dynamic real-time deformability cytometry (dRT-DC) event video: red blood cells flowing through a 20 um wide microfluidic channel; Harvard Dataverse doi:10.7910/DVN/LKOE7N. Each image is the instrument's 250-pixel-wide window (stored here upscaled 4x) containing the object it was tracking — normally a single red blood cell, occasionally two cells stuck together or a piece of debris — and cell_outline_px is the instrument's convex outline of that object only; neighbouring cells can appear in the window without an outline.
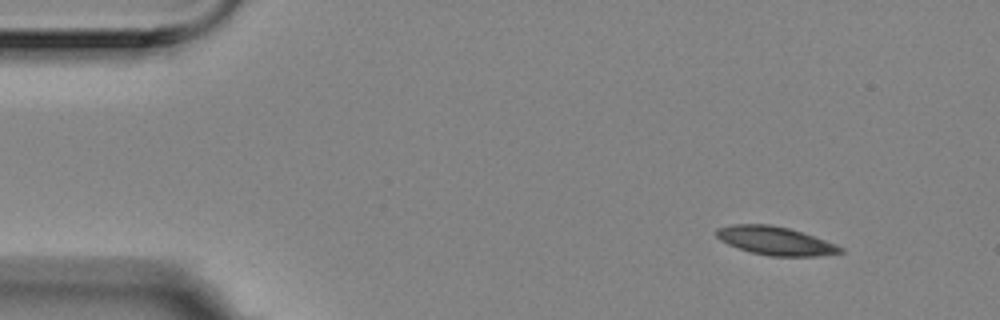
{"species": "Egyptian fruit bat (a non-hibernating species)", "species_latin": "Rousettus aegyptiacus", "temperature_condition": "room temperature", "stored_images_in_passage": 4, "camera_frame_rate_fps": 3000, "um_per_image_px": 0.085, "animal": {"sex": "female"}, "frame": {"image": 1, "passage_image": 1, "time_ms": 0.0, "image_size_px": [1000, 320], "cell_outline_px": [[844, 252], [816, 256], [772, 256], [752, 252], [728, 244], [720, 240], [716, 236], [716, 228], [732, 224], [768, 224], [788, 228], [836, 244], [844, 248]], "centroid_in_image_um": [65.89, 20.46], "position_along_channel_um": 19.1, "area_um2": 20.23}}
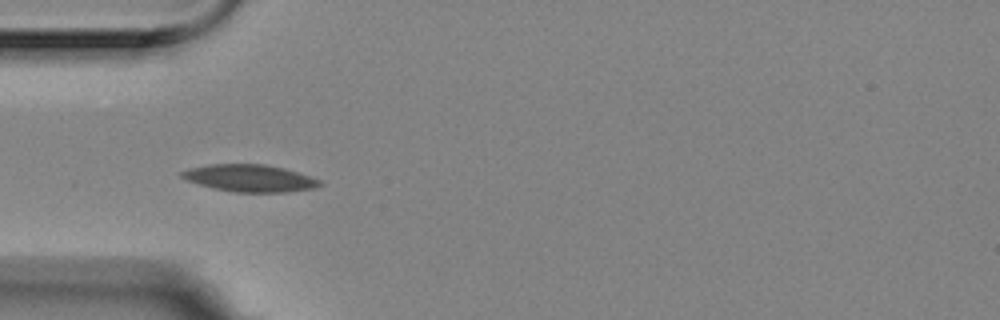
{"frame": {"image": 2, "passage_image": 4, "time_ms": 1.0, "image_size_px": [1000, 320], "cell_outline_px": [[324, 184], [312, 188], [288, 192], [236, 192], [212, 188], [188, 180], [180, 176], [180, 172], [188, 168], [208, 164], [264, 164], [284, 168], [320, 180]], "centroid_in_image_um": [21.21, 15.14], "position_along_channel_um": 63.8, "area_um2": 21.68}}